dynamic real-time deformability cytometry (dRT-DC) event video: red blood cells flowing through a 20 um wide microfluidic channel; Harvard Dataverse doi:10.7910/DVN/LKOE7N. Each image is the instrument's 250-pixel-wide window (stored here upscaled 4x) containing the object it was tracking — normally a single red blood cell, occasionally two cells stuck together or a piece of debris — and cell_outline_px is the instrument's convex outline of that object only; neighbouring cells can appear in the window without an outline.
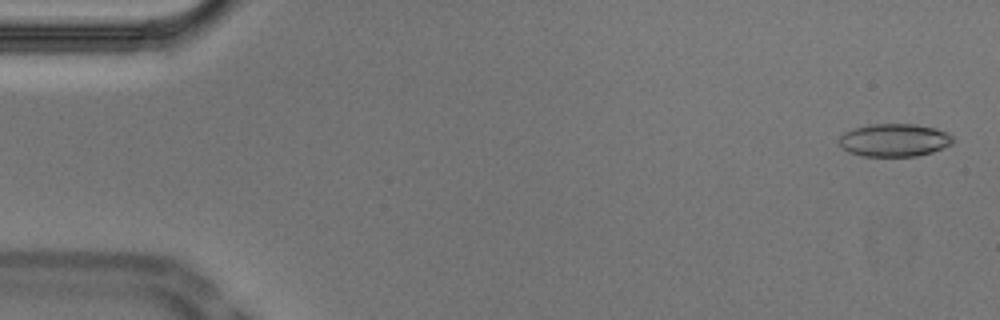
{"species": "Egyptian fruit bat (a non-hibernating species)", "species_latin": "Rousettus aegyptiacus", "temperature_condition": "cold", "stored_images_in_passage": 11, "camera_frame_rate_fps": 3000, "um_per_image_px": 0.085, "animal": {"sex": "male"}, "frame": {"image": 1, "passage_image": 2, "time_ms": 0.333, "image_size_px": [1000, 320], "cell_outline_px": [[956, 140], [952, 144], [944, 148], [932, 152], [916, 156], [864, 156], [848, 152], [840, 144], [840, 136], [844, 132], [856, 128], [872, 124], [916, 124], [936, 128], [948, 132]], "centroid_in_image_um": [76.08, 11.91], "position_along_channel_um": 8.9, "area_um2": 21.85}}